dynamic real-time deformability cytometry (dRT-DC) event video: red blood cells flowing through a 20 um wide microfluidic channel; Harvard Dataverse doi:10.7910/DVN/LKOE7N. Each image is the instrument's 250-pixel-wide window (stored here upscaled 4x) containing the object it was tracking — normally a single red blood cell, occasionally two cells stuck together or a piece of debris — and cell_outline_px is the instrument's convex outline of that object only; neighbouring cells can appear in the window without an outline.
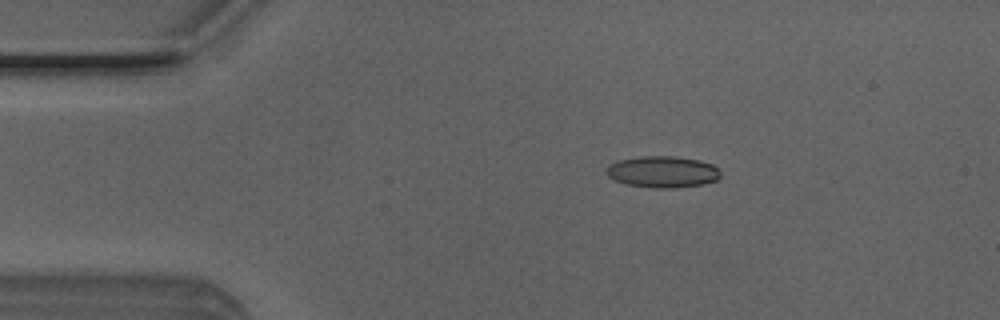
{"species": "Egyptian fruit bat (a non-hibernating species)", "species_latin": "Rousettus aegyptiacus", "temperature_condition": "room temperature", "stored_images_in_passage": 43, "camera_frame_rate_fps": 3000, "um_per_image_px": 0.085, "animal": {"sex": "male"}, "frame": {"image": 1, "passage_image": 1, "time_ms": 0.0, "image_size_px": [1000, 320], "cell_outline_px": [[720, 176], [716, 180], [704, 184], [676, 188], [652, 188], [628, 184], [616, 180], [608, 176], [604, 172], [608, 164], [620, 160], [640, 156], [676, 156], [700, 160], [712, 164], [720, 172]], "centroid_in_image_um": [56.31, 14.6], "position_along_channel_um": 28.7, "area_um2": 21.04}}
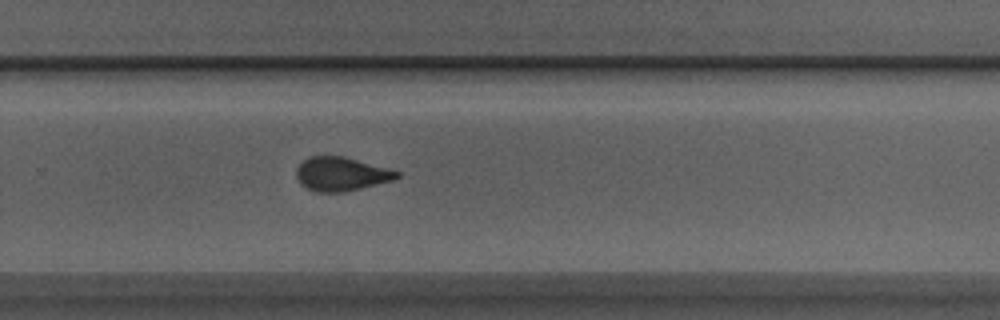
{"frame": {"image": 2, "passage_image": 25, "time_ms": 8.0, "image_size_px": [1000, 320], "cell_outline_px": [[400, 176], [392, 180], [348, 192], [316, 192], [300, 184], [296, 176], [296, 168], [308, 156], [344, 156], [388, 168], [400, 172]], "centroid_in_image_um": [28.99, 14.79], "position_along_channel_um": 300.8, "area_um2": 19.88}}
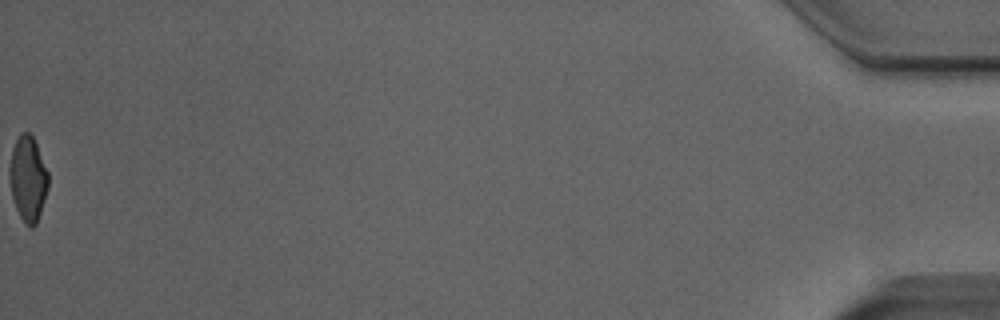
{"frame": {"image": 3, "passage_image": 43, "time_ms": 14.0, "image_size_px": [1000, 320], "cell_outline_px": [[48, 188], [36, 224], [32, 228], [28, 228], [24, 224], [16, 208], [12, 196], [12, 148], [20, 132], [28, 132], [32, 136], [36, 144], [48, 172]], "centroid_in_image_um": [2.41, 15.22], "position_along_channel_um": 432.8, "area_um2": 18.5}, "authors_computed_cell_mechanics": {"area_um2": 20.1722, "velocity_mm_per_s": 4.0349, "shape_relaxation_time_tau1_ms": 9.3648, "shape_relaxation_time_tau2_ms": 1.2862, "deformation_change_tau1": 0.2348, "deformation_change_tau2": 0.0934}}